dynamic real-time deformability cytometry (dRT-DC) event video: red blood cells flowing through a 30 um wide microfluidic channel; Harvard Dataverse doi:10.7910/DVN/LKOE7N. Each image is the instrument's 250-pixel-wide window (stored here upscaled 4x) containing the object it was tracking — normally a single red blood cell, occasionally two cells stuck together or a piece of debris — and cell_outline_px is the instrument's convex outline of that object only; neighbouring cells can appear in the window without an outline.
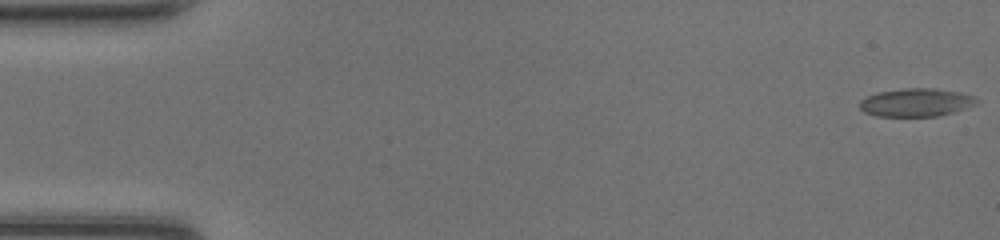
{"species": "common noctule bat (a hibernating species)", "species_latin": "Nyctalus noctula", "temperature_condition": "room temperature", "stored_images_in_passage": 48, "camera_frame_rate_fps": 3000, "um_per_image_px": 0.085, "animal": {"sex": "female", "body_mass_g": 20.0, "forearm_length_mm": 54.0}, "frame": {"image": 1, "passage_image": 1, "time_ms": 0.0, "image_size_px": [1000, 240], "cell_outline_px": [[980, 100], [976, 104], [968, 108], [956, 112], [936, 116], [876, 116], [864, 112], [860, 108], [860, 100], [868, 96], [880, 92], [904, 88], [936, 88], [960, 92], [972, 96]], "centroid_in_image_um": [77.91, 8.71], "position_along_channel_um": 7.1, "area_um2": 19.25}}
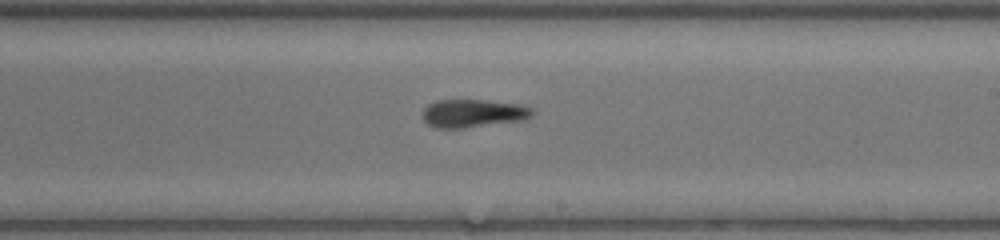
{"frame": {"image": 2, "passage_image": 28, "time_ms": 9.0, "image_size_px": [1000, 240], "cell_outline_px": [[536, 112], [532, 116], [524, 120], [464, 128], [432, 128], [424, 120], [424, 108], [428, 104], [436, 100], [484, 100], [520, 104], [532, 108]], "centroid_in_image_um": [40.24, 9.63], "position_along_channel_um": 248.8, "area_um2": 18.09}}
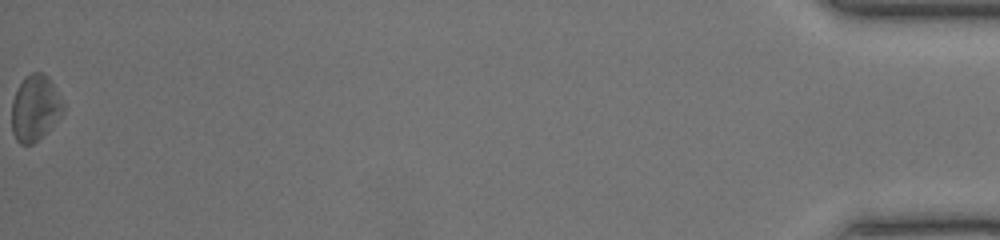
{"frame": {"image": 3, "passage_image": 48, "time_ms": 15.667, "image_size_px": [1000, 240], "cell_outline_px": [[64, 108], [60, 116], [32, 144], [20, 144], [16, 140], [12, 132], [12, 100], [24, 76], [32, 72], [40, 72], [48, 76], [64, 104]], "centroid_in_image_um": [2.95, 9.15], "position_along_channel_um": 432.2, "area_um2": 19.31}, "authors_computed_cell_mechanics": {"area_um2": 18.496, "velocity_mm_per_s": 4.3627, "shape_relaxation_time_tau1_ms": 4.4675, "shape_relaxation_time_tau2_ms": 6.8783, "deformation_change_tau1": 0.1338, "deformation_change_tau2": 0.1814}}